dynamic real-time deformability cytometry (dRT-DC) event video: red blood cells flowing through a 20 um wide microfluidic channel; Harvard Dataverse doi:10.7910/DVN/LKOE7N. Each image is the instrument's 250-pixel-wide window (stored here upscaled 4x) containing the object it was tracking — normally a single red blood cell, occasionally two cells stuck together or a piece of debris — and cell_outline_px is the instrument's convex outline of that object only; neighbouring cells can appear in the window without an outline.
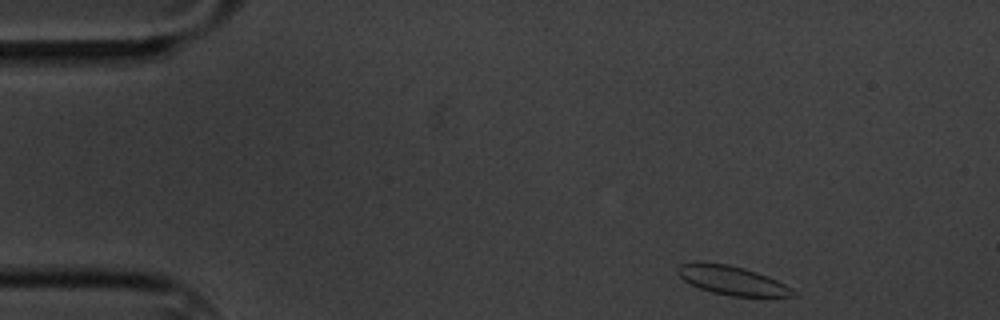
{"species": "common noctule bat (a hibernating species)", "species_latin": "Nyctalus noctula", "temperature_condition": "cold", "stored_images_in_passage": 3, "camera_frame_rate_fps": 3000, "um_per_image_px": 0.085, "animal": {"sex": "male", "body_mass_g": 20.1, "forearm_length_mm": 53.5}, "frame": {"image": 1, "passage_image": 1, "time_ms": 0.0, "image_size_px": [1000, 320], "cell_outline_px": [[796, 296], [732, 296], [712, 292], [700, 288], [684, 280], [676, 272], [676, 268], [680, 264], [696, 260], [700, 260], [728, 264], [744, 268], [768, 276], [792, 288], [796, 292]], "centroid_in_image_um": [62.17, 23.8], "position_along_channel_um": 22.8, "area_um2": 19.59}}